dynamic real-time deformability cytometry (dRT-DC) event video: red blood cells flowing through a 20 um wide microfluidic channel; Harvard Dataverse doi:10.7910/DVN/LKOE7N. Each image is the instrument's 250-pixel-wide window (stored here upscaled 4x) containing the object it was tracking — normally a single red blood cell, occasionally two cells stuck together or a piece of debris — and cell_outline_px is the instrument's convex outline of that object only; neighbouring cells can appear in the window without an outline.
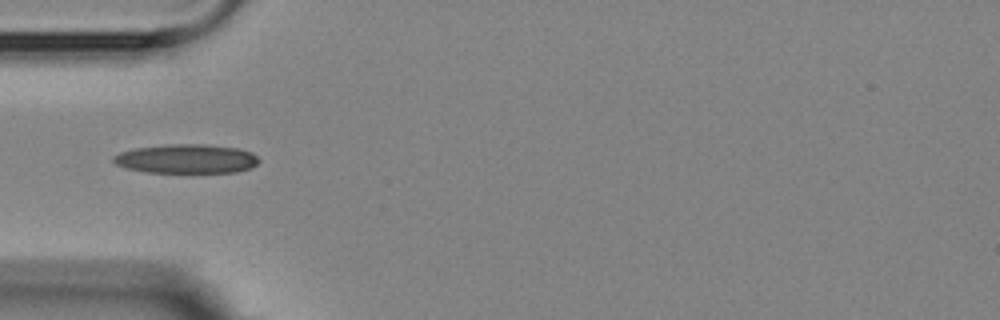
{"species": "Egyptian fruit bat (a non-hibernating species)", "species_latin": "Rousettus aegyptiacus", "temperature_condition": "room temperature", "stored_images_in_passage": 6, "camera_frame_rate_fps": 3000, "um_per_image_px": 0.085, "animal": {"sex": "female"}, "frame": {"image": 1, "passage_image": 1, "time_ms": 0.0, "image_size_px": [1000, 320], "cell_outline_px": [[260, 160], [256, 164], [248, 168], [236, 172], [144, 172], [124, 168], [116, 164], [112, 160], [112, 156], [120, 152], [136, 148], [172, 144], [204, 144], [240, 148], [252, 152]], "centroid_in_image_um": [15.83, 13.49], "position_along_channel_um": 69.2, "area_um2": 24.68}}
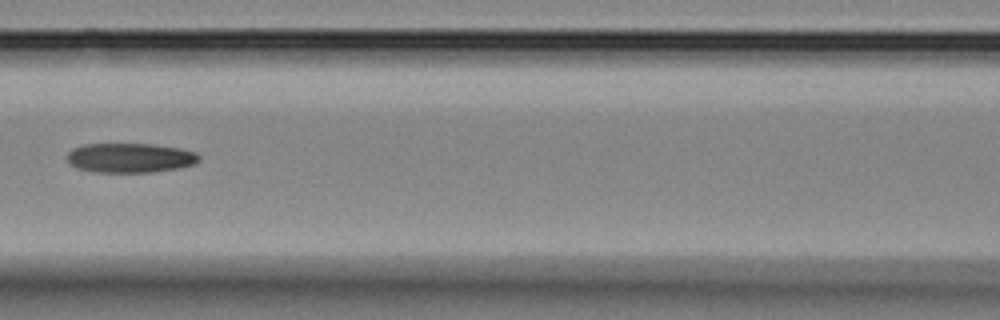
{"frame": {"image": 2, "passage_image": 3, "time_ms": 2.333, "image_size_px": [1000, 320], "cell_outline_px": [[200, 160], [192, 164], [176, 168], [152, 172], [92, 172], [76, 168], [68, 160], [68, 152], [72, 148], [84, 144], [152, 144], [180, 148], [196, 152], [200, 156]], "centroid_in_image_um": [11.04, 13.41], "position_along_channel_um": 155.6, "area_um2": 22.66}}
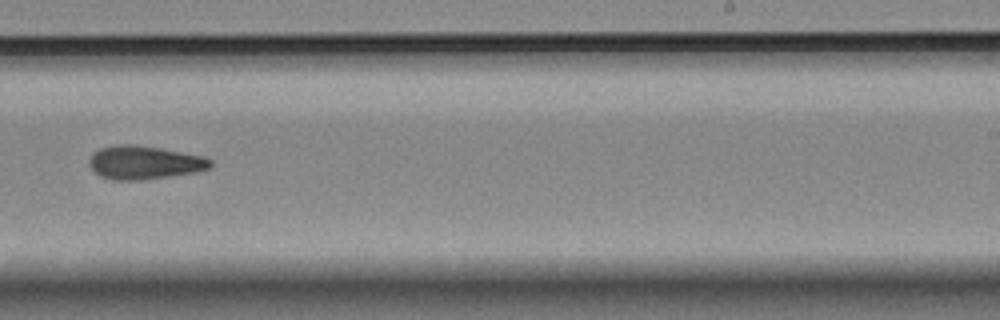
{"frame": {"image": 3, "passage_image": 6, "time_ms": 5.667, "image_size_px": [1000, 320], "cell_outline_px": [[212, 164], [208, 168], [196, 172], [144, 180], [112, 180], [100, 176], [88, 164], [88, 160], [92, 152], [100, 148], [116, 144], [136, 144], [160, 148], [204, 156], [212, 160]], "centroid_in_image_um": [12.24, 13.81], "position_along_channel_um": 276.8, "area_um2": 23.81}}